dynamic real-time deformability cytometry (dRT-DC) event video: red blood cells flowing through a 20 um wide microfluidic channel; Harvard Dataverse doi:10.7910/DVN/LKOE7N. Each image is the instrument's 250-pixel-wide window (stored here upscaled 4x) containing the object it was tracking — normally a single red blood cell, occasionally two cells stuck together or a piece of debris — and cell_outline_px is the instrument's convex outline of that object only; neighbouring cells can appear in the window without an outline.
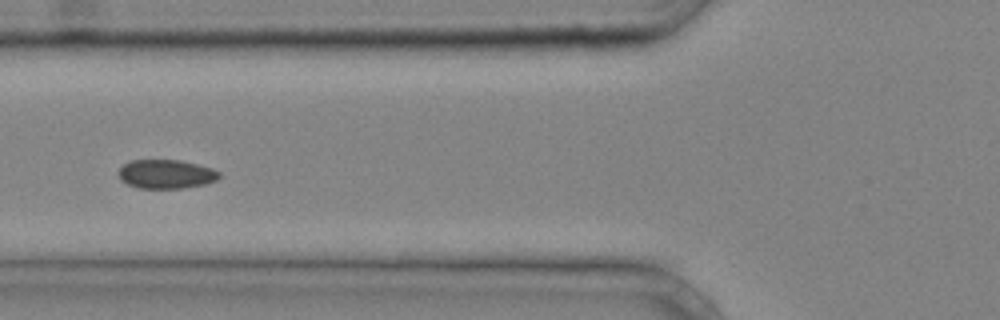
{"species": "common noctule bat (a hibernating species)", "species_latin": "Nyctalus noctula", "temperature_condition": "cold", "stored_images_in_passage": 19, "camera_frame_rate_fps": 3000, "um_per_image_px": 0.085, "animal": {"sex": "male", "body_mass_g": 20.4}, "frame": {"image": 1, "passage_image": 14, "time_ms": 4.333, "image_size_px": [1000, 320], "cell_outline_px": [[220, 176], [216, 180], [204, 184], [184, 188], [140, 188], [128, 184], [120, 180], [120, 168], [124, 164], [132, 160], [180, 160], [212, 168], [220, 172]], "centroid_in_image_um": [14.13, 14.8], "position_along_channel_um": 111.7, "area_um2": 16.82}}